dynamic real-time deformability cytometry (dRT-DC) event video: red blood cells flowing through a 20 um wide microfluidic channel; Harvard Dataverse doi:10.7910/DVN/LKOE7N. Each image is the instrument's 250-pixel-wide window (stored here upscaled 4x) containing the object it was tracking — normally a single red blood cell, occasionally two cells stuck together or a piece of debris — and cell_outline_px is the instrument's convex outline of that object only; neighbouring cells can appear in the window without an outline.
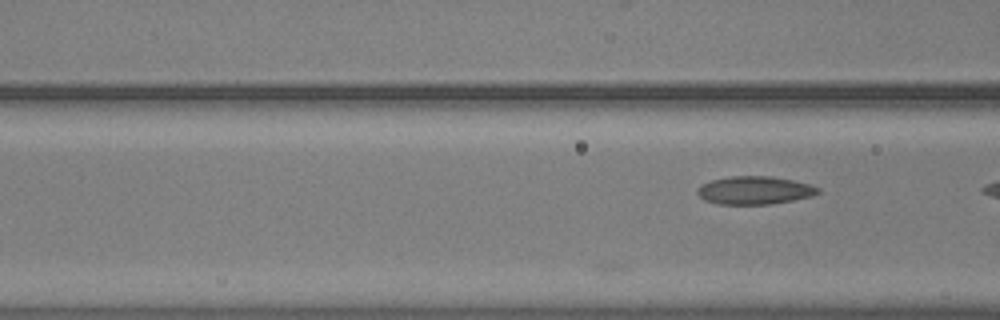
{"species": "common noctule bat (a hibernating species)", "species_latin": "Nyctalus noctula", "temperature_condition": "warm", "stored_images_in_passage": 3, "camera_frame_rate_fps": 3000, "um_per_image_px": 0.085, "animal": {"sex": "male", "body_mass_g": 20.5, "forearm_length_mm": 52.5}, "frame": {"image": 1, "passage_image": 3, "time_ms": 0.667, "image_size_px": [1000, 320], "cell_outline_px": [[820, 192], [812, 196], [772, 204], [716, 204], [704, 200], [696, 192], [696, 188], [700, 184], [712, 180], [732, 176], [772, 176], [792, 180], [808, 184], [820, 188]], "centroid_in_image_um": [64.11, 16.18], "position_along_channel_um": 102.5, "area_um2": 19.77}}